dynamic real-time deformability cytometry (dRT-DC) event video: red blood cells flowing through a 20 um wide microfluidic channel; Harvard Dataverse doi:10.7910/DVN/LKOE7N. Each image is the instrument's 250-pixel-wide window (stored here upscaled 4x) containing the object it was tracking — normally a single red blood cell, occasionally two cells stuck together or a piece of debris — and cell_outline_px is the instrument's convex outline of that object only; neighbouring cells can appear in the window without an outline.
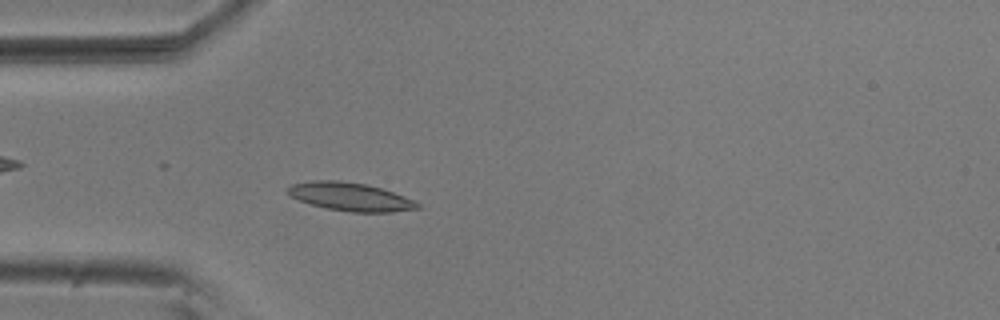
{"species": "common noctule bat (a hibernating species)", "species_latin": "Nyctalus noctula", "temperature_condition": "room temperature", "stored_images_in_passage": 35, "camera_frame_rate_fps": 3000, "um_per_image_px": 0.085, "animal": {"sex": "male", "body_mass_g": 20.5, "forearm_length_mm": 52.5}, "frame": {"image": 1, "passage_image": 15, "time_ms": 4.667, "image_size_px": [1000, 320], "cell_outline_px": [[420, 208], [392, 212], [352, 212], [324, 208], [288, 196], [284, 192], [284, 188], [292, 184], [312, 180], [340, 180], [364, 184], [380, 188], [404, 196], [420, 204]], "centroid_in_image_um": [29.69, 16.72], "position_along_channel_um": 55.3, "area_um2": 21.44}}
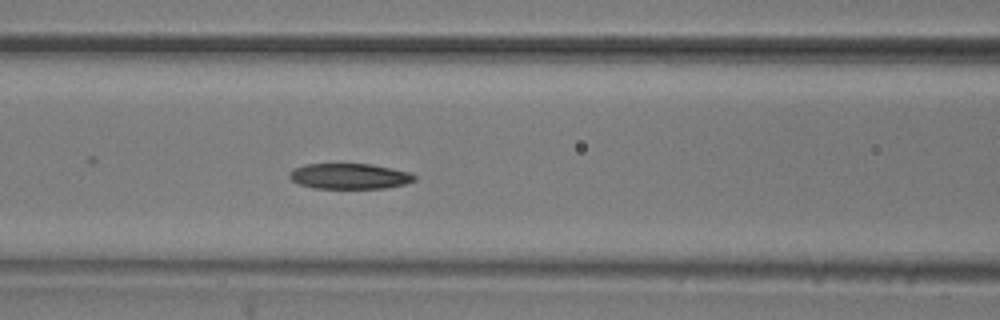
{"frame": {"image": 2, "passage_image": 22, "time_ms": 7.0, "image_size_px": [1000, 320], "cell_outline_px": [[416, 180], [404, 184], [384, 188], [312, 188], [300, 184], [292, 180], [288, 176], [288, 172], [292, 168], [304, 164], [372, 164], [392, 168], [408, 172], [416, 176]], "centroid_in_image_um": [29.67, 14.97], "position_along_channel_um": 136.9, "area_um2": 18.67}}
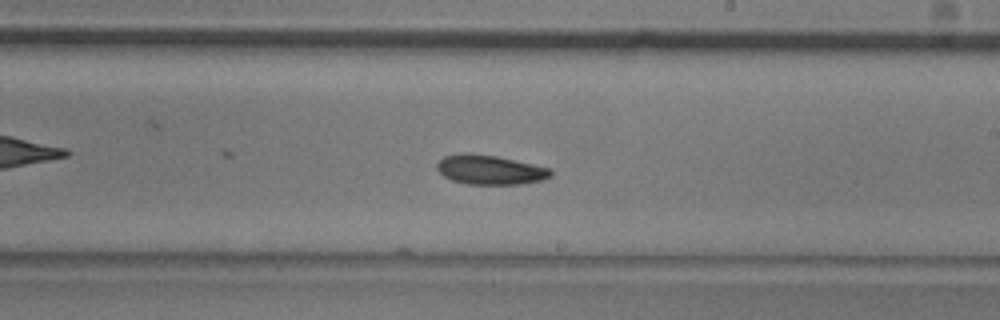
{"frame": {"image": 3, "passage_image": 31, "time_ms": 10.0, "image_size_px": [1000, 320], "cell_outline_px": [[552, 176], [544, 180], [520, 184], [468, 184], [452, 180], [444, 176], [436, 168], [436, 164], [444, 156], [464, 152], [496, 156], [552, 168]], "centroid_in_image_um": [41.67, 14.43], "position_along_channel_um": 247.3, "area_um2": 19.59}}